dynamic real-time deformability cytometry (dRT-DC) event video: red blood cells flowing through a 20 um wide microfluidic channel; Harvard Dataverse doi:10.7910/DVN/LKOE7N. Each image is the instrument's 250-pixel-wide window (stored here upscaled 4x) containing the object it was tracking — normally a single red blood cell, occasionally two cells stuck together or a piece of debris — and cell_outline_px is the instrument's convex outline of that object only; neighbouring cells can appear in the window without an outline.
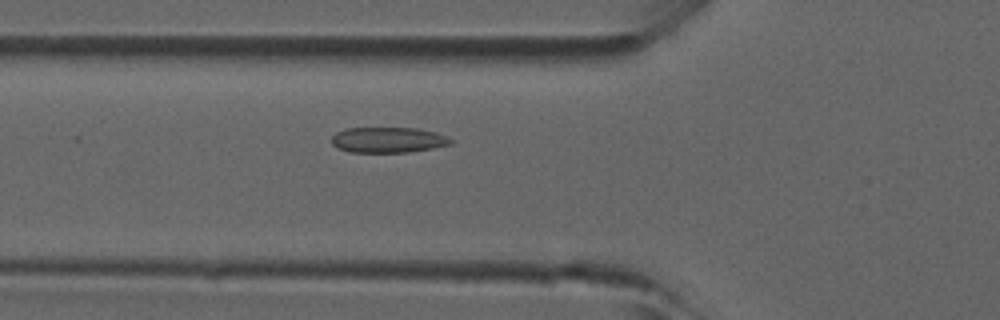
{"species": "common noctule bat (a hibernating species)", "species_latin": "Nyctalus noctula", "temperature_condition": "room temperature", "stored_images_in_passage": 47, "camera_frame_rate_fps": 3000, "um_per_image_px": 0.085, "animal": {"sex": "male", "forearm_length_mm": 52.5}, "frame": {"image": 1, "passage_image": 17, "time_ms": 5.333, "image_size_px": [1000, 320], "cell_outline_px": [[452, 144], [432, 148], [408, 152], [348, 152], [336, 148], [332, 144], [332, 136], [336, 132], [344, 128], [416, 128], [436, 132], [448, 136], [452, 140]], "centroid_in_image_um": [32.97, 11.89], "position_along_channel_um": 92.8, "area_um2": 17.86}}
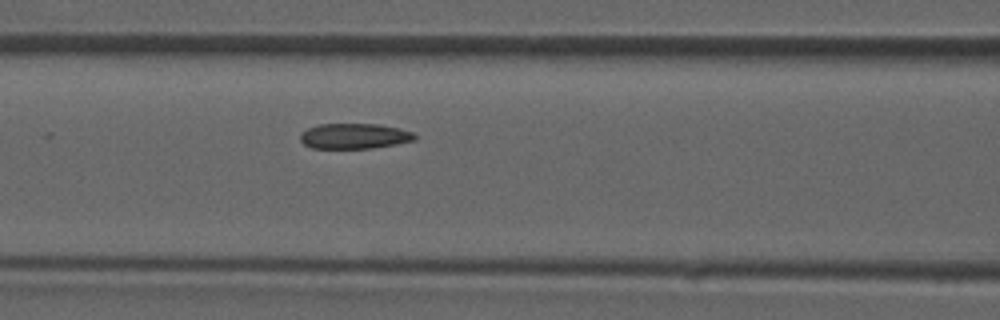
{"frame": {"image": 2, "passage_image": 20, "time_ms": 6.333, "image_size_px": [1000, 320], "cell_outline_px": [[416, 140], [372, 148], [312, 148], [304, 144], [300, 140], [300, 132], [308, 128], [320, 124], [376, 124], [400, 128], [412, 132], [416, 136]], "centroid_in_image_um": [30.1, 11.56], "position_along_channel_um": 136.5, "area_um2": 16.88}}
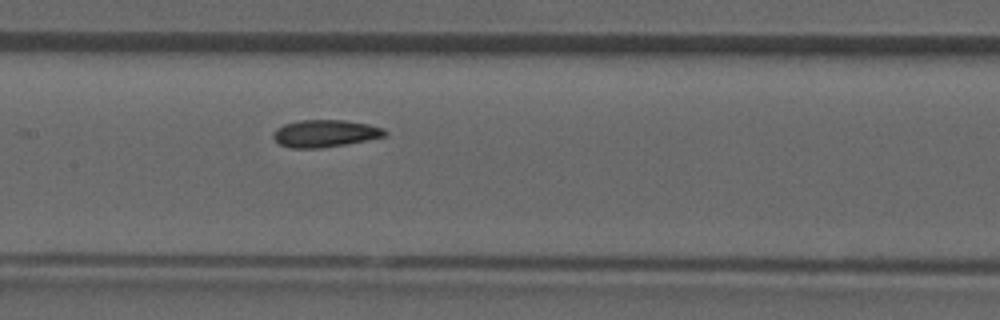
{"frame": {"image": 3, "passage_image": 23, "time_ms": 7.333, "image_size_px": [1000, 320], "cell_outline_px": [[388, 132], [384, 136], [344, 144], [320, 148], [292, 148], [280, 144], [272, 136], [276, 128], [284, 124], [300, 120], [344, 120], [368, 124], [384, 128]], "centroid_in_image_um": [27.61, 11.33], "position_along_channel_um": 179.8, "area_um2": 17.51}}